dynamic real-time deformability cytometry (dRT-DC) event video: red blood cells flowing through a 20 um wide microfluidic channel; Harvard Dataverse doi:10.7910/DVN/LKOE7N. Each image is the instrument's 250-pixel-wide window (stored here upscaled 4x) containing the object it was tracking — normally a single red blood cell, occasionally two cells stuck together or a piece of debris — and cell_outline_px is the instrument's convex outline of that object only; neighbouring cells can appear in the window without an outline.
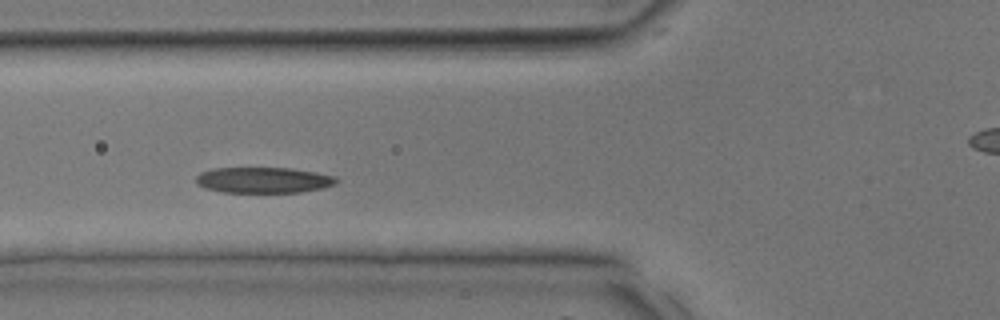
{"species": "common noctule bat (a hibernating species)", "species_latin": "Nyctalus noctula", "temperature_condition": "room temperature", "stored_images_in_passage": 28, "camera_frame_rate_fps": 3000, "um_per_image_px": 0.085, "animal": {"sex": "male", "body_mass_g": 17.9, "forearm_length_mm": 54.2}, "frame": {"image": 1, "passage_image": 8, "time_ms": 2.333, "image_size_px": [1000, 320], "cell_outline_px": [[336, 184], [320, 188], [300, 192], [224, 192], [204, 188], [196, 184], [196, 176], [200, 172], [212, 168], [292, 168], [316, 172], [336, 176]], "centroid_in_image_um": [22.36, 15.3], "position_along_channel_um": 103.4, "area_um2": 21.1}}
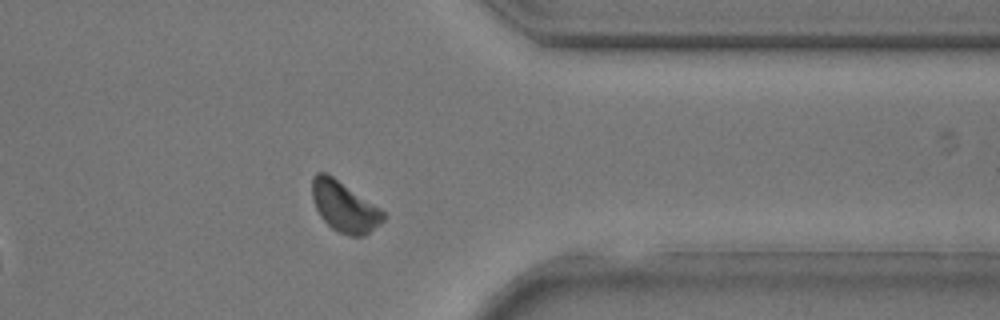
{"frame": {"image": 2, "passage_image": 23, "time_ms": 7.333, "image_size_px": [1000, 320], "cell_outline_px": [[388, 216], [380, 224], [364, 236], [348, 236], [332, 228], [320, 216], [316, 208], [312, 196], [312, 176], [316, 172], [324, 172], [332, 176], [380, 208]], "centroid_in_image_um": [29.28, 17.58], "position_along_channel_um": 382.1, "area_um2": 20.75}}